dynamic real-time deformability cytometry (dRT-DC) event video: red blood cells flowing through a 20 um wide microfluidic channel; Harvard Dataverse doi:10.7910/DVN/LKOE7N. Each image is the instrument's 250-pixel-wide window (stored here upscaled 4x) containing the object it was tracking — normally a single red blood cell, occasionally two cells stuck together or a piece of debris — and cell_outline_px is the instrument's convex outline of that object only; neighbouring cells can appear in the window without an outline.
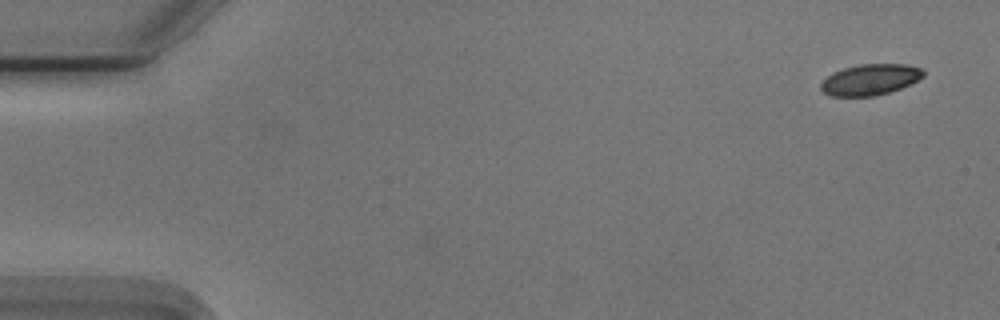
{"species": "Egyptian fruit bat (a non-hibernating species)", "species_latin": "Rousettus aegyptiacus", "temperature_condition": "cold", "stored_images_in_passage": 3, "camera_frame_rate_fps": 3000, "um_per_image_px": 0.085, "animal": {"sex": "male"}, "frame": {"image": 1, "passage_image": 3, "time_ms": 0.667, "image_size_px": [1000, 320], "cell_outline_px": [[924, 76], [900, 88], [876, 96], [832, 96], [824, 92], [820, 88], [820, 84], [832, 72], [844, 68], [860, 64], [904, 64], [920, 68], [924, 72]], "centroid_in_image_um": [73.94, 6.76], "position_along_channel_um": 11.1, "area_um2": 18.26}}